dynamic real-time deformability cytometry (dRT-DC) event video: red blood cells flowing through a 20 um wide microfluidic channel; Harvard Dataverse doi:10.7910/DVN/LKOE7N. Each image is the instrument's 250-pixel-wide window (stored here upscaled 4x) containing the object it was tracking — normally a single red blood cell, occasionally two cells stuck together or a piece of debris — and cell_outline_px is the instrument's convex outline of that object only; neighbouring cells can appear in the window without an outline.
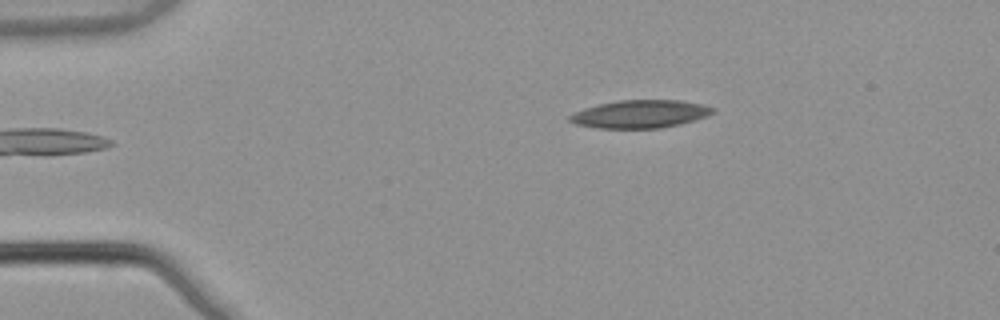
{"species": "common noctule bat (a hibernating species)", "species_latin": "Nyctalus noctula", "temperature_condition": "warm", "stored_images_in_passage": 5, "camera_frame_rate_fps": 3000, "um_per_image_px": 0.085, "animal": {"sex": "male", "body_mass_g": 21.5, "forearm_length_mm": 52.0}, "frame": {"image": 1, "passage_image": 5, "time_ms": 1.333, "image_size_px": [1000, 320], "cell_outline_px": [[716, 112], [708, 116], [680, 124], [660, 128], [596, 128], [576, 124], [568, 120], [568, 116], [584, 108], [600, 104], [620, 100], [680, 100], [704, 104], [716, 108]], "centroid_in_image_um": [54.47, 9.69], "position_along_channel_um": 30.5, "area_um2": 23.35}}